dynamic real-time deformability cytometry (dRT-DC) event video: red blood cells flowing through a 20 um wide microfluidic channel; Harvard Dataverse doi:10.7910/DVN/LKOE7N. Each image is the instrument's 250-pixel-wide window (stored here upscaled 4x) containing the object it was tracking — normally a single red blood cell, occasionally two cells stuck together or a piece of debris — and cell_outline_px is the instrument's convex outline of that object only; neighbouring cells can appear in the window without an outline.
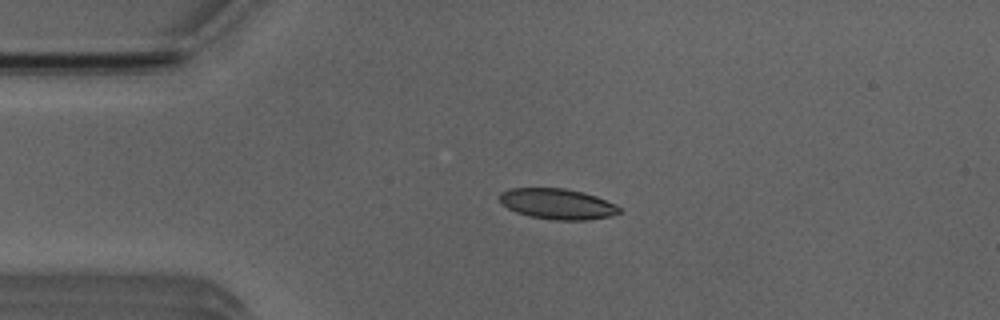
{"species": "Egyptian fruit bat (a non-hibernating species)", "species_latin": "Rousettus aegyptiacus", "temperature_condition": "room temperature", "stored_images_in_passage": 51, "camera_frame_rate_fps": 3000, "um_per_image_px": 0.085, "animal": {"sex": "male"}, "frame": {"image": 1, "passage_image": 11, "time_ms": 3.333, "image_size_px": [1000, 320], "cell_outline_px": [[620, 212], [612, 216], [584, 220], [556, 220], [528, 216], [516, 212], [500, 204], [500, 192], [512, 188], [564, 188], [596, 196], [616, 204], [620, 208]], "centroid_in_image_um": [47.36, 17.34], "position_along_channel_um": 37.6, "area_um2": 21.33}}
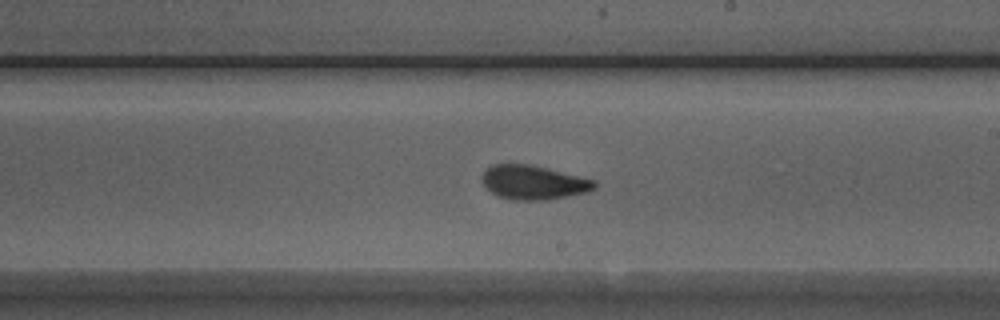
{"frame": {"image": 2, "passage_image": 29, "time_ms": 9.333, "image_size_px": [1000, 320], "cell_outline_px": [[596, 188], [588, 192], [544, 200], [512, 200], [496, 196], [480, 180], [480, 176], [492, 164], [528, 164], [596, 180]], "centroid_in_image_um": [45.32, 15.51], "position_along_channel_um": 243.7, "area_um2": 22.25}}
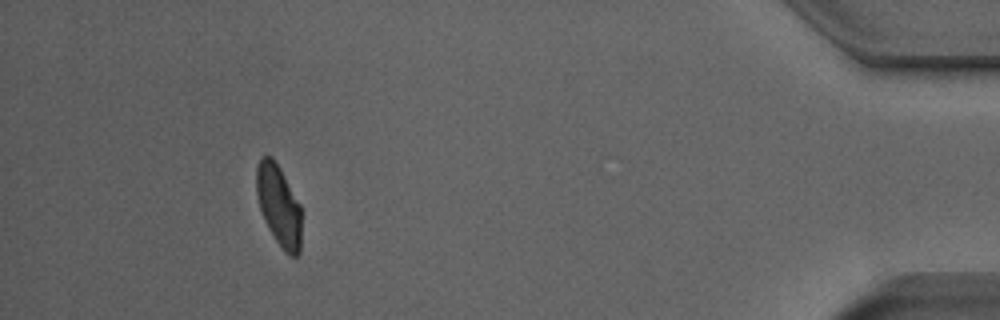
{"frame": {"image": 3, "passage_image": 47, "time_ms": 15.333, "image_size_px": [1000, 320], "cell_outline_px": [[300, 252], [296, 256], [292, 256], [284, 252], [276, 240], [264, 220], [260, 208], [256, 192], [256, 168], [260, 156], [272, 156], [280, 168], [300, 204]], "centroid_in_image_um": [23.68, 17.44], "position_along_channel_um": 411.5, "area_um2": 21.1}, "authors_computed_cell_mechanics": {"area_um2": 21.9062, "velocity_mm_per_s": 3.9102, "shape_relaxation_time_tau1_ms": 2.3934, "shape_relaxation_time_tau2_ms": 1.5312, "deformation_change_tau1": 0.1213, "deformation_change_tau2": 0.0625}}